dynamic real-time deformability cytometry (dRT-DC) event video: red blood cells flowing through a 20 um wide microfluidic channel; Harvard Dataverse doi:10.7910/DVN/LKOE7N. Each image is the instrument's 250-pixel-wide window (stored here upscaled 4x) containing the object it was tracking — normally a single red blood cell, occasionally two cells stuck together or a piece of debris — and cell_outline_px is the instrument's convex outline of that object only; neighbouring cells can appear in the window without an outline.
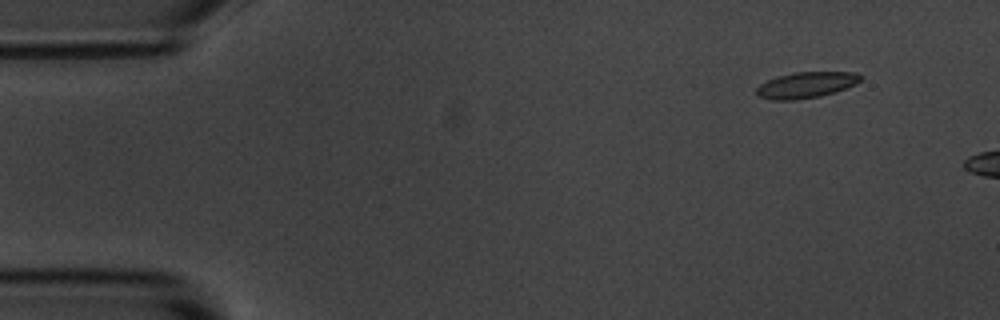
{"species": "common noctule bat (a hibernating species)", "species_latin": "Nyctalus noctula", "temperature_condition": "room temperature", "stored_images_in_passage": 4, "camera_frame_rate_fps": 3000, "um_per_image_px": 0.085, "animal": {"sex": "male", "body_mass_g": 20.1, "forearm_length_mm": 53.5}, "frame": {"image": 1, "passage_image": 2, "time_ms": 1.333, "image_size_px": [1000, 320], "cell_outline_px": [[860, 80], [856, 84], [820, 96], [796, 100], [772, 100], [756, 96], [756, 88], [760, 84], [776, 76], [796, 72], [856, 72], [860, 76]], "centroid_in_image_um": [68.46, 7.23], "position_along_channel_um": 16.5, "area_um2": 15.66}}